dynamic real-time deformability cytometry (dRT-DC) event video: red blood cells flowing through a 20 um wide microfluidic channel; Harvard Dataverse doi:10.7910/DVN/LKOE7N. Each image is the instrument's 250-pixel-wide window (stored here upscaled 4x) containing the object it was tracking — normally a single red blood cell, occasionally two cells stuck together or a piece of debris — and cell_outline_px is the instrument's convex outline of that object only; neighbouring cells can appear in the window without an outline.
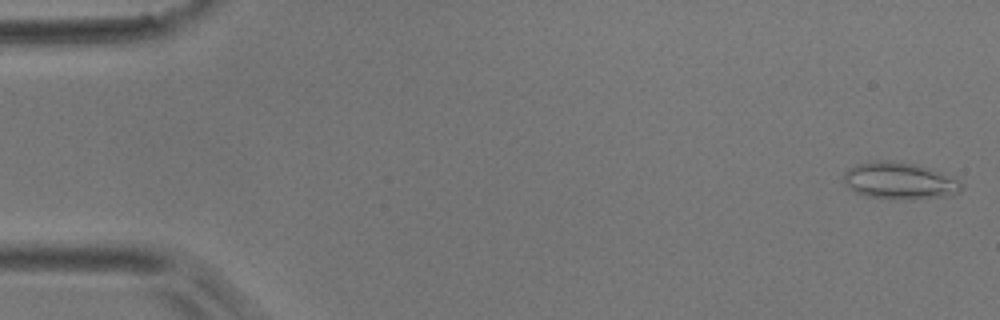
{"species": "common noctule bat (a hibernating species)", "species_latin": "Nyctalus noctula", "temperature_condition": "room temperature", "stored_images_in_passage": 8, "camera_frame_rate_fps": 3000, "um_per_image_px": 0.085, "animal": {"sex": "male", "body_mass_g": 17.9}, "frame": {"image": 1, "passage_image": 1, "time_ms": 0.0, "image_size_px": [1000, 320], "cell_outline_px": [[964, 188], [960, 192], [952, 196], [868, 196], [856, 192], [848, 188], [844, 184], [844, 172], [848, 168], [856, 164], [912, 164], [932, 168], [956, 176], [964, 184]], "centroid_in_image_um": [76.58, 15.36], "position_along_channel_um": 8.4, "area_um2": 23.76}}